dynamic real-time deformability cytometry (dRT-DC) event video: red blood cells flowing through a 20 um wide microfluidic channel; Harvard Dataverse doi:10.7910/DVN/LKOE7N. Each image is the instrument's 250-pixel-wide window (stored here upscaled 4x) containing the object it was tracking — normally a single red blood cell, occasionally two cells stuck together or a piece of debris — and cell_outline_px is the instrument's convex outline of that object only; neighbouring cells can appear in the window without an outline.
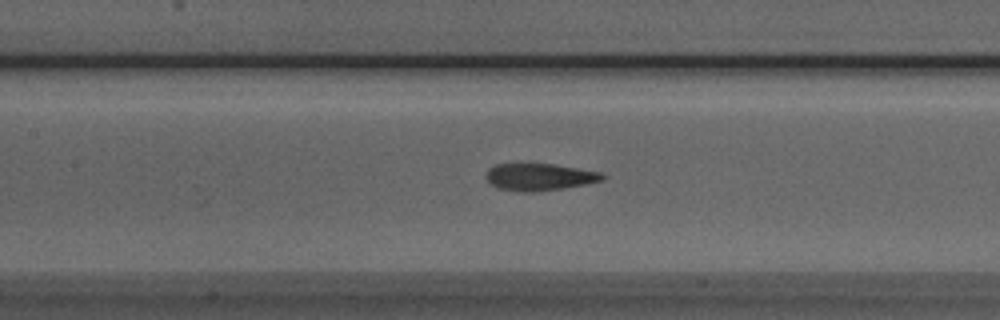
{"species": "Egyptian fruit bat (a non-hibernating species)", "species_latin": "Rousettus aegyptiacus", "temperature_condition": "room temperature", "stored_images_in_passage": 30, "camera_frame_rate_fps": 3000, "um_per_image_px": 0.085, "animal": {"sex": "male"}, "frame": {"image": 1, "passage_image": 11, "time_ms": 3.333, "image_size_px": [1000, 320], "cell_outline_px": [[608, 176], [604, 180], [564, 188], [536, 192], [520, 192], [496, 188], [484, 176], [488, 168], [496, 164], [552, 164], [600, 172]], "centroid_in_image_um": [45.83, 15.05], "position_along_channel_um": 161.6, "area_um2": 18.44}}
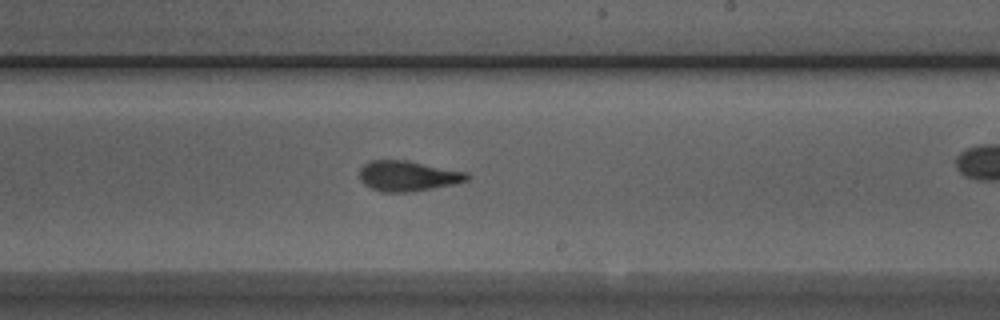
{"frame": {"image": 2, "passage_image": 18, "time_ms": 5.667, "image_size_px": [1000, 320], "cell_outline_px": [[472, 176], [468, 180], [452, 184], [408, 192], [380, 192], [364, 184], [360, 180], [360, 168], [364, 164], [372, 160], [408, 160], [468, 172]], "centroid_in_image_um": [34.67, 14.94], "position_along_channel_um": 254.3, "area_um2": 19.02}}
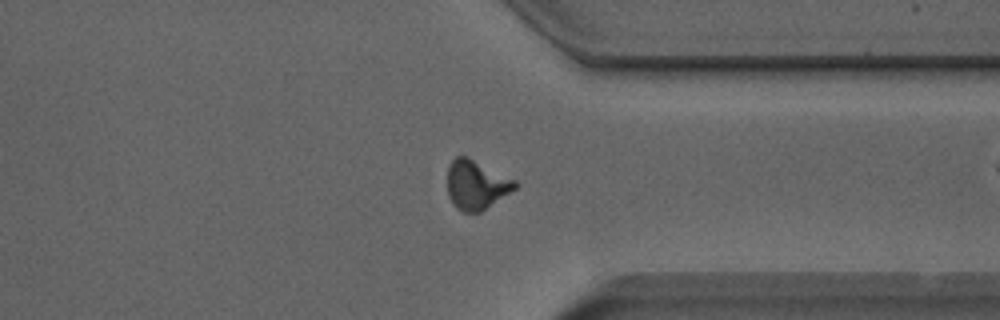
{"frame": {"image": 3, "passage_image": 27, "time_ms": 8.667, "image_size_px": [1000, 320], "cell_outline_px": [[520, 184], [516, 188], [480, 212], [464, 212], [456, 208], [452, 204], [448, 196], [448, 164], [456, 156], [468, 156], [516, 180]], "centroid_in_image_um": [40.47, 15.69], "position_along_channel_um": 370.9, "area_um2": 19.48}, "authors_computed_cell_mechanics": {"area_um2": 19.3052, "velocity_mm_per_s": 3.988, "shape_relaxation_time_tau1_ms": 4.2638, "shape_relaxation_time_tau2_ms": 1.8927, "deformation_change_tau1": 0.143, "deformation_change_tau2": 0.0949}}